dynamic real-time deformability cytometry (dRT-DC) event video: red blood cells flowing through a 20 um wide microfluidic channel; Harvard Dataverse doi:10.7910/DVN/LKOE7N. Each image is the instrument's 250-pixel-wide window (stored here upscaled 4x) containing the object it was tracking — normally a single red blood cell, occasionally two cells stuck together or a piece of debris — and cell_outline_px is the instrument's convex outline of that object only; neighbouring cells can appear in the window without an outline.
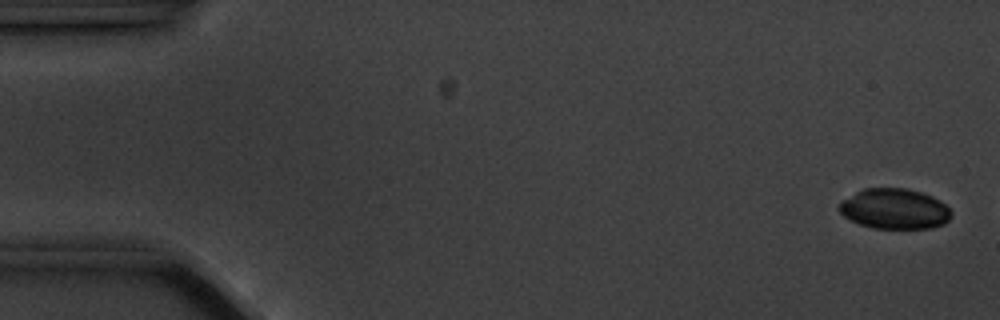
{"species": "common noctule bat (a hibernating species)", "species_latin": "Nyctalus noctula", "temperature_condition": "cold", "stored_images_in_passage": 3, "camera_frame_rate_fps": 3000, "um_per_image_px": 0.085, "animal": {"sex": "male", "body_mass_g": 20.1, "forearm_length_mm": 53.5}, "frame": {"image": 1, "passage_image": 1, "time_ms": 0.0, "image_size_px": [1000, 320], "cell_outline_px": [[952, 216], [944, 224], [932, 228], [872, 228], [860, 224], [844, 216], [836, 208], [844, 200], [856, 192], [864, 188], [908, 188], [932, 196], [940, 200], [952, 212]], "centroid_in_image_um": [76.06, 17.75], "position_along_channel_um": 8.9, "area_um2": 26.3}}